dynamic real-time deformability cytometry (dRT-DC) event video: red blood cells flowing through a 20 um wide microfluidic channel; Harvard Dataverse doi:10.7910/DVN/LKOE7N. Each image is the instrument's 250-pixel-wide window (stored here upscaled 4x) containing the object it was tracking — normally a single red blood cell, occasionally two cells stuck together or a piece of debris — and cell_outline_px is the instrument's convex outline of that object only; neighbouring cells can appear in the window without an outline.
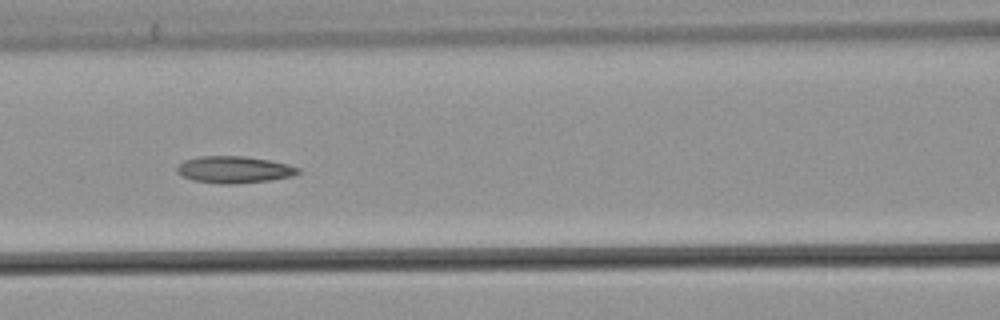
{"species": "common noctule bat (a hibernating species)", "species_latin": "Nyctalus noctula", "temperature_condition": "warm", "stored_images_in_passage": 44, "camera_frame_rate_fps": 3000, "um_per_image_px": 0.085, "animal": {"sex": "male", "body_mass_g": 21.5, "forearm_length_mm": 52.0}, "frame": {"image": 1, "passage_image": 19, "time_ms": 6.0, "image_size_px": [1000, 320], "cell_outline_px": [[300, 172], [292, 176], [268, 180], [232, 184], [220, 184], [192, 180], [180, 176], [176, 172], [176, 168], [184, 160], [200, 156], [244, 156], [268, 160], [288, 164], [300, 168]], "centroid_in_image_um": [19.86, 14.42], "position_along_channel_um": 146.7, "area_um2": 18.96}}
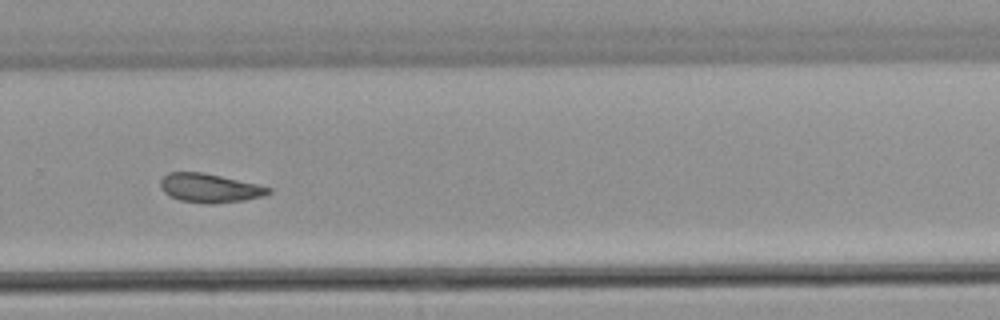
{"frame": {"image": 2, "passage_image": 32, "time_ms": 10.333, "image_size_px": [1000, 320], "cell_outline_px": [[272, 192], [264, 196], [244, 200], [212, 204], [180, 200], [168, 196], [160, 188], [160, 180], [168, 172], [204, 172], [260, 184], [272, 188]], "centroid_in_image_um": [17.84, 15.97], "position_along_channel_um": 312.0, "area_um2": 18.44}, "authors_computed_cell_mechanics": {"area_um2": 19.5075, "velocity_mm_per_s": 3.8275, "shape_relaxation_time_tau1_ms": null, "shape_relaxation_time_tau2_ms": 3.8326, "deformation_change_tau1": null, "deformation_change_tau2": 0.1032}}